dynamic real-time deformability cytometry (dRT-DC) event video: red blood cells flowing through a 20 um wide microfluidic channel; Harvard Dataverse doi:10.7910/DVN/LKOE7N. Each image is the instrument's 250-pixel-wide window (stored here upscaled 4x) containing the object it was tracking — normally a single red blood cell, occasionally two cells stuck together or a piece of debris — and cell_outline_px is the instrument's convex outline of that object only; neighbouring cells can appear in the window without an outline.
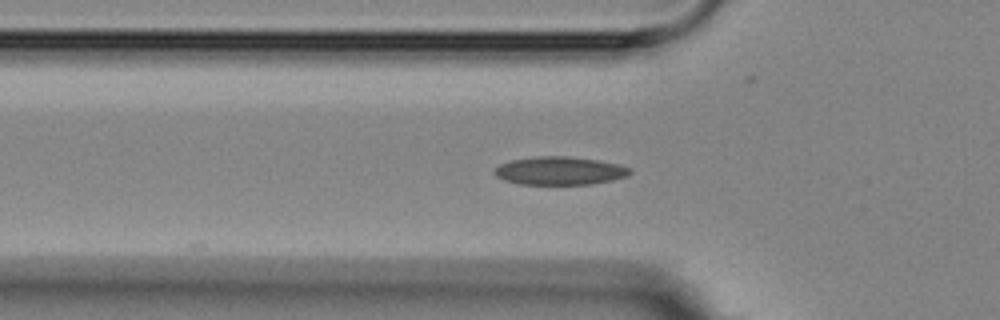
{"species": "Egyptian fruit bat (a non-hibernating species)", "species_latin": "Rousettus aegyptiacus", "temperature_condition": "room temperature", "stored_images_in_passage": 4, "camera_frame_rate_fps": 3000, "um_per_image_px": 0.085, "animal": {"sex": "female"}, "frame": {"image": 1, "passage_image": 4, "time_ms": 4.333, "image_size_px": [1000, 320], "cell_outline_px": [[632, 172], [628, 176], [612, 180], [592, 184], [520, 184], [504, 180], [496, 176], [492, 172], [500, 164], [512, 160], [536, 156], [568, 156], [600, 160], [620, 164], [632, 168]], "centroid_in_image_um": [47.62, 14.51], "position_along_channel_um": 78.2, "area_um2": 22.43}}